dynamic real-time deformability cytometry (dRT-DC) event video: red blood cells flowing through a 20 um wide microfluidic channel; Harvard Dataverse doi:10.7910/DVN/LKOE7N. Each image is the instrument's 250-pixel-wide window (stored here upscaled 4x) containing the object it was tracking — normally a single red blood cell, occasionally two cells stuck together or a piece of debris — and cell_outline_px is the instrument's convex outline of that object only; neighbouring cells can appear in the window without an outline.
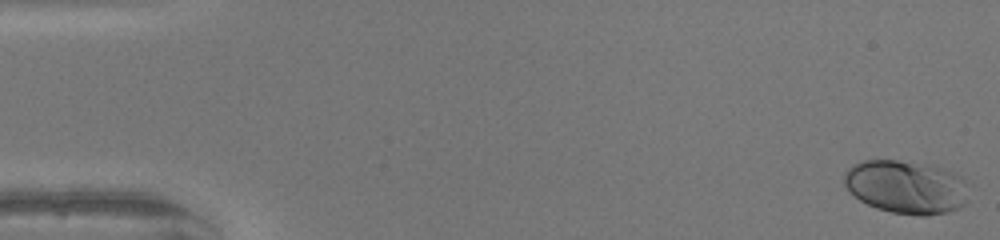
{"species": "human", "species_latin": "Homo sapiens", "temperature_condition": "warm", "stored_images_in_passage": 49, "camera_frame_rate_fps": 3000, "um_per_image_px": 0.085, "donor": {"sex": "female"}, "frame": {"image": 1, "passage_image": 1, "time_ms": 0.0, "image_size_px": [1000, 240], "cell_outline_px": [[968, 200], [964, 204], [948, 212], [928, 216], [920, 216], [892, 212], [876, 208], [860, 200], [844, 184], [844, 172], [852, 164], [864, 160], [896, 160], [928, 164], [956, 172], [964, 176]], "centroid_in_image_um": [77.05, 15.88], "position_along_channel_um": 8.0, "area_um2": 38.96}}
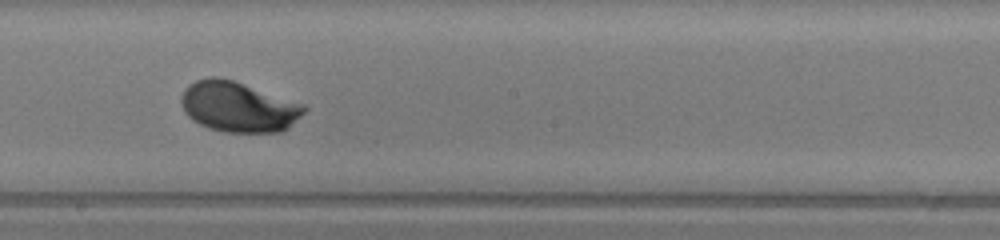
{"frame": {"image": 2, "passage_image": 28, "time_ms": 9.0, "image_size_px": [1000, 240], "cell_outline_px": [[308, 108], [288, 128], [280, 132], [224, 132], [208, 128], [192, 120], [184, 112], [180, 100], [180, 96], [184, 88], [188, 84], [196, 80], [212, 76], [216, 76], [232, 80], [304, 104]], "centroid_in_image_um": [20.22, 9.08], "position_along_channel_um": 228.0, "area_um2": 36.07}}
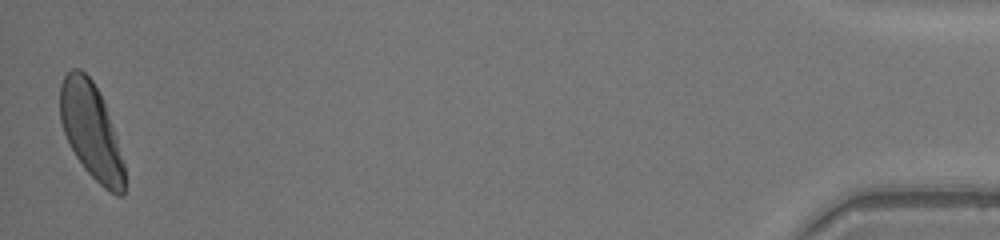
{"frame": {"image": 3, "passage_image": 49, "time_ms": 16.0, "image_size_px": [1000, 240], "cell_outline_px": [[124, 196], [116, 196], [108, 192], [84, 168], [68, 144], [60, 120], [60, 84], [64, 76], [72, 68], [80, 68], [92, 80], [104, 100], [116, 136], [124, 164]], "centroid_in_image_um": [7.74, 11.13], "position_along_channel_um": 427.5, "area_um2": 35.89}, "authors_computed_cell_mechanics": {"area_um2": 34.9112, "velocity_mm_per_s": 4.2055, "shape_relaxation_time_tau1_ms": 2.2636, "shape_relaxation_time_tau2_ms": null, "deformation_change_tau1": 0.1509, "deformation_change_tau2": null}}